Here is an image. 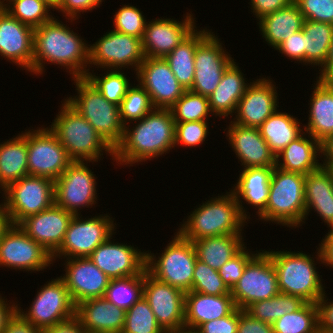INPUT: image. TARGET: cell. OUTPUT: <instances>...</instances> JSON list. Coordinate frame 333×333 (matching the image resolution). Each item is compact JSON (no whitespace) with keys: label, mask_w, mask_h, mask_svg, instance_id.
Wrapping results in <instances>:
<instances>
[{"label":"cell","mask_w":333,"mask_h":333,"mask_svg":"<svg viewBox=\"0 0 333 333\" xmlns=\"http://www.w3.org/2000/svg\"><path fill=\"white\" fill-rule=\"evenodd\" d=\"M58 16L34 28L32 75L45 74V65L63 67L70 78H84L88 72L89 44Z\"/></svg>","instance_id":"6da1fadb"},{"label":"cell","mask_w":333,"mask_h":333,"mask_svg":"<svg viewBox=\"0 0 333 333\" xmlns=\"http://www.w3.org/2000/svg\"><path fill=\"white\" fill-rule=\"evenodd\" d=\"M131 123L133 126L125 125L122 141L114 149L117 166L147 163L175 149V122L170 109L154 108Z\"/></svg>","instance_id":"7a4b0ae2"},{"label":"cell","mask_w":333,"mask_h":333,"mask_svg":"<svg viewBox=\"0 0 333 333\" xmlns=\"http://www.w3.org/2000/svg\"><path fill=\"white\" fill-rule=\"evenodd\" d=\"M196 205L176 231L194 241L219 235H243L248 220L242 215L235 195L229 191ZM185 220V221H184Z\"/></svg>","instance_id":"3957f363"},{"label":"cell","mask_w":333,"mask_h":333,"mask_svg":"<svg viewBox=\"0 0 333 333\" xmlns=\"http://www.w3.org/2000/svg\"><path fill=\"white\" fill-rule=\"evenodd\" d=\"M266 252L270 255L277 274L279 292L297 296L306 303H317L326 292V287L322 283L324 279H321L322 275L318 274L316 266L323 264L319 246L315 251L316 257L295 250H266Z\"/></svg>","instance_id":"277c9868"},{"label":"cell","mask_w":333,"mask_h":333,"mask_svg":"<svg viewBox=\"0 0 333 333\" xmlns=\"http://www.w3.org/2000/svg\"><path fill=\"white\" fill-rule=\"evenodd\" d=\"M49 129L57 136L68 157L77 162H97L104 154L114 160V149L90 123L64 99ZM104 153V154H103ZM103 156V157H102Z\"/></svg>","instance_id":"5b68a950"},{"label":"cell","mask_w":333,"mask_h":333,"mask_svg":"<svg viewBox=\"0 0 333 333\" xmlns=\"http://www.w3.org/2000/svg\"><path fill=\"white\" fill-rule=\"evenodd\" d=\"M305 175L274 167L267 206L257 220L299 229L305 222Z\"/></svg>","instance_id":"8992f818"},{"label":"cell","mask_w":333,"mask_h":333,"mask_svg":"<svg viewBox=\"0 0 333 333\" xmlns=\"http://www.w3.org/2000/svg\"><path fill=\"white\" fill-rule=\"evenodd\" d=\"M78 95L64 100L81 114L96 132L113 148L122 141L125 125L121 121L119 106L108 102L95 87L84 78H71Z\"/></svg>","instance_id":"52a82bcc"},{"label":"cell","mask_w":333,"mask_h":333,"mask_svg":"<svg viewBox=\"0 0 333 333\" xmlns=\"http://www.w3.org/2000/svg\"><path fill=\"white\" fill-rule=\"evenodd\" d=\"M162 253L146 251V270L155 279L189 292L193 283V271L197 260L192 241L177 231ZM150 251V252H149Z\"/></svg>","instance_id":"ba28073f"},{"label":"cell","mask_w":333,"mask_h":333,"mask_svg":"<svg viewBox=\"0 0 333 333\" xmlns=\"http://www.w3.org/2000/svg\"><path fill=\"white\" fill-rule=\"evenodd\" d=\"M101 214L88 216L74 215L69 222L64 241L57 252L52 256L53 263L57 258H83L89 257L92 252L110 236L116 234L117 224L112 215Z\"/></svg>","instance_id":"9c48e42d"},{"label":"cell","mask_w":333,"mask_h":333,"mask_svg":"<svg viewBox=\"0 0 333 333\" xmlns=\"http://www.w3.org/2000/svg\"><path fill=\"white\" fill-rule=\"evenodd\" d=\"M11 224L18 225L30 215L38 214L55 203L54 181L27 175L11 183L1 193Z\"/></svg>","instance_id":"30bf717a"},{"label":"cell","mask_w":333,"mask_h":333,"mask_svg":"<svg viewBox=\"0 0 333 333\" xmlns=\"http://www.w3.org/2000/svg\"><path fill=\"white\" fill-rule=\"evenodd\" d=\"M145 56L142 50V39L110 30L93 44H89V65L103 69L138 71ZM93 65V66H92Z\"/></svg>","instance_id":"8fae6325"},{"label":"cell","mask_w":333,"mask_h":333,"mask_svg":"<svg viewBox=\"0 0 333 333\" xmlns=\"http://www.w3.org/2000/svg\"><path fill=\"white\" fill-rule=\"evenodd\" d=\"M88 163L73 161L54 181L55 204L73 215H80L83 208L98 204L97 176Z\"/></svg>","instance_id":"7c38bea8"},{"label":"cell","mask_w":333,"mask_h":333,"mask_svg":"<svg viewBox=\"0 0 333 333\" xmlns=\"http://www.w3.org/2000/svg\"><path fill=\"white\" fill-rule=\"evenodd\" d=\"M235 306L245 310L249 305L268 300L279 293L277 274L266 250L259 252L247 263L238 282L230 290Z\"/></svg>","instance_id":"4fadbf2b"},{"label":"cell","mask_w":333,"mask_h":333,"mask_svg":"<svg viewBox=\"0 0 333 333\" xmlns=\"http://www.w3.org/2000/svg\"><path fill=\"white\" fill-rule=\"evenodd\" d=\"M36 293L26 311L18 303V313L33 326L44 331L75 315L76 306L60 277L47 281Z\"/></svg>","instance_id":"5bb4252c"},{"label":"cell","mask_w":333,"mask_h":333,"mask_svg":"<svg viewBox=\"0 0 333 333\" xmlns=\"http://www.w3.org/2000/svg\"><path fill=\"white\" fill-rule=\"evenodd\" d=\"M28 175L57 180L73 162L48 127L27 130Z\"/></svg>","instance_id":"9a60e30c"},{"label":"cell","mask_w":333,"mask_h":333,"mask_svg":"<svg viewBox=\"0 0 333 333\" xmlns=\"http://www.w3.org/2000/svg\"><path fill=\"white\" fill-rule=\"evenodd\" d=\"M53 264L52 255L29 237L19 225L11 224L0 240V267L29 273L40 272Z\"/></svg>","instance_id":"2e32d148"},{"label":"cell","mask_w":333,"mask_h":333,"mask_svg":"<svg viewBox=\"0 0 333 333\" xmlns=\"http://www.w3.org/2000/svg\"><path fill=\"white\" fill-rule=\"evenodd\" d=\"M220 40L211 28L198 43L194 55L195 72L190 91L207 98L217 88L226 68L235 60Z\"/></svg>","instance_id":"e0dca14e"},{"label":"cell","mask_w":333,"mask_h":333,"mask_svg":"<svg viewBox=\"0 0 333 333\" xmlns=\"http://www.w3.org/2000/svg\"><path fill=\"white\" fill-rule=\"evenodd\" d=\"M143 297L164 331L185 327V292L155 279L145 269Z\"/></svg>","instance_id":"ac0fdd59"},{"label":"cell","mask_w":333,"mask_h":333,"mask_svg":"<svg viewBox=\"0 0 333 333\" xmlns=\"http://www.w3.org/2000/svg\"><path fill=\"white\" fill-rule=\"evenodd\" d=\"M260 77L251 81L238 102L235 117H232L231 122L245 127L259 128L280 107L278 87L275 82L270 76Z\"/></svg>","instance_id":"d6986e66"},{"label":"cell","mask_w":333,"mask_h":333,"mask_svg":"<svg viewBox=\"0 0 333 333\" xmlns=\"http://www.w3.org/2000/svg\"><path fill=\"white\" fill-rule=\"evenodd\" d=\"M135 75L154 108L170 109L186 91L164 58L145 57Z\"/></svg>","instance_id":"ffe728a7"},{"label":"cell","mask_w":333,"mask_h":333,"mask_svg":"<svg viewBox=\"0 0 333 333\" xmlns=\"http://www.w3.org/2000/svg\"><path fill=\"white\" fill-rule=\"evenodd\" d=\"M186 13L182 21L168 17L147 21L142 38L145 57L164 58L197 28L194 14Z\"/></svg>","instance_id":"44dd1931"},{"label":"cell","mask_w":333,"mask_h":333,"mask_svg":"<svg viewBox=\"0 0 333 333\" xmlns=\"http://www.w3.org/2000/svg\"><path fill=\"white\" fill-rule=\"evenodd\" d=\"M111 239L113 235L92 252V262L110 279L141 274L146 269V251Z\"/></svg>","instance_id":"7402d4cb"},{"label":"cell","mask_w":333,"mask_h":333,"mask_svg":"<svg viewBox=\"0 0 333 333\" xmlns=\"http://www.w3.org/2000/svg\"><path fill=\"white\" fill-rule=\"evenodd\" d=\"M65 271L60 278L64 281L76 306L85 300L103 297L110 278L89 257L64 260Z\"/></svg>","instance_id":"603a6c76"},{"label":"cell","mask_w":333,"mask_h":333,"mask_svg":"<svg viewBox=\"0 0 333 333\" xmlns=\"http://www.w3.org/2000/svg\"><path fill=\"white\" fill-rule=\"evenodd\" d=\"M34 28L0 10V56L32 74Z\"/></svg>","instance_id":"cb8c5ba5"},{"label":"cell","mask_w":333,"mask_h":333,"mask_svg":"<svg viewBox=\"0 0 333 333\" xmlns=\"http://www.w3.org/2000/svg\"><path fill=\"white\" fill-rule=\"evenodd\" d=\"M73 216L54 203L48 209L28 216L18 225L53 256L62 245Z\"/></svg>","instance_id":"d4e9b609"},{"label":"cell","mask_w":333,"mask_h":333,"mask_svg":"<svg viewBox=\"0 0 333 333\" xmlns=\"http://www.w3.org/2000/svg\"><path fill=\"white\" fill-rule=\"evenodd\" d=\"M226 131V133H225ZM242 169L249 167H275L276 156L256 127H245L230 121L224 132Z\"/></svg>","instance_id":"484cf974"},{"label":"cell","mask_w":333,"mask_h":333,"mask_svg":"<svg viewBox=\"0 0 333 333\" xmlns=\"http://www.w3.org/2000/svg\"><path fill=\"white\" fill-rule=\"evenodd\" d=\"M274 167H249L240 169L239 178L236 184L229 188L235 195L242 215L248 220L251 219L247 205L255 209L257 217L265 210L267 206L271 175ZM243 200V201H242ZM247 209V210H246ZM247 211V212H246ZM249 214V215H248Z\"/></svg>","instance_id":"4316f807"},{"label":"cell","mask_w":333,"mask_h":333,"mask_svg":"<svg viewBox=\"0 0 333 333\" xmlns=\"http://www.w3.org/2000/svg\"><path fill=\"white\" fill-rule=\"evenodd\" d=\"M75 315L89 333H121L126 311L100 297L77 304Z\"/></svg>","instance_id":"83f0119b"},{"label":"cell","mask_w":333,"mask_h":333,"mask_svg":"<svg viewBox=\"0 0 333 333\" xmlns=\"http://www.w3.org/2000/svg\"><path fill=\"white\" fill-rule=\"evenodd\" d=\"M305 221L314 211L329 229L333 224V173L321 165L305 175Z\"/></svg>","instance_id":"f1b7e54d"},{"label":"cell","mask_w":333,"mask_h":333,"mask_svg":"<svg viewBox=\"0 0 333 333\" xmlns=\"http://www.w3.org/2000/svg\"><path fill=\"white\" fill-rule=\"evenodd\" d=\"M314 84L308 103V122L303 129L321 143L333 133V81L316 78Z\"/></svg>","instance_id":"f546056e"},{"label":"cell","mask_w":333,"mask_h":333,"mask_svg":"<svg viewBox=\"0 0 333 333\" xmlns=\"http://www.w3.org/2000/svg\"><path fill=\"white\" fill-rule=\"evenodd\" d=\"M236 308L231 294L185 293V328L196 330L201 324L229 315Z\"/></svg>","instance_id":"4dcf8cb0"},{"label":"cell","mask_w":333,"mask_h":333,"mask_svg":"<svg viewBox=\"0 0 333 333\" xmlns=\"http://www.w3.org/2000/svg\"><path fill=\"white\" fill-rule=\"evenodd\" d=\"M244 76L235 60L226 68L217 88L208 98L215 117H222L224 120L228 116V119L234 117L238 102L251 84Z\"/></svg>","instance_id":"1f68e13d"},{"label":"cell","mask_w":333,"mask_h":333,"mask_svg":"<svg viewBox=\"0 0 333 333\" xmlns=\"http://www.w3.org/2000/svg\"><path fill=\"white\" fill-rule=\"evenodd\" d=\"M320 160L321 143L304 131L276 156V167L306 175L322 165Z\"/></svg>","instance_id":"d6a6232c"},{"label":"cell","mask_w":333,"mask_h":333,"mask_svg":"<svg viewBox=\"0 0 333 333\" xmlns=\"http://www.w3.org/2000/svg\"><path fill=\"white\" fill-rule=\"evenodd\" d=\"M304 20L298 5L293 2L274 13L263 16L258 20L257 25L262 38H265L264 41L275 51L285 39L303 29Z\"/></svg>","instance_id":"836d02e7"},{"label":"cell","mask_w":333,"mask_h":333,"mask_svg":"<svg viewBox=\"0 0 333 333\" xmlns=\"http://www.w3.org/2000/svg\"><path fill=\"white\" fill-rule=\"evenodd\" d=\"M27 129L0 143V193L28 175Z\"/></svg>","instance_id":"e575fe53"},{"label":"cell","mask_w":333,"mask_h":333,"mask_svg":"<svg viewBox=\"0 0 333 333\" xmlns=\"http://www.w3.org/2000/svg\"><path fill=\"white\" fill-rule=\"evenodd\" d=\"M197 259L219 270L246 244L243 235H219L192 241Z\"/></svg>","instance_id":"d590c367"},{"label":"cell","mask_w":333,"mask_h":333,"mask_svg":"<svg viewBox=\"0 0 333 333\" xmlns=\"http://www.w3.org/2000/svg\"><path fill=\"white\" fill-rule=\"evenodd\" d=\"M279 110L269 116L258 128L275 156L304 132L300 119L298 120L296 116Z\"/></svg>","instance_id":"8d00e7d4"},{"label":"cell","mask_w":333,"mask_h":333,"mask_svg":"<svg viewBox=\"0 0 333 333\" xmlns=\"http://www.w3.org/2000/svg\"><path fill=\"white\" fill-rule=\"evenodd\" d=\"M211 31V29H195L179 45H177L164 59L169 64L178 82L190 90L194 81V55L198 43Z\"/></svg>","instance_id":"74e56055"},{"label":"cell","mask_w":333,"mask_h":333,"mask_svg":"<svg viewBox=\"0 0 333 333\" xmlns=\"http://www.w3.org/2000/svg\"><path fill=\"white\" fill-rule=\"evenodd\" d=\"M304 65L321 69L333 39V24L304 20ZM320 67V68H319Z\"/></svg>","instance_id":"f35d334b"},{"label":"cell","mask_w":333,"mask_h":333,"mask_svg":"<svg viewBox=\"0 0 333 333\" xmlns=\"http://www.w3.org/2000/svg\"><path fill=\"white\" fill-rule=\"evenodd\" d=\"M304 303L305 301L297 296L279 292L268 300L249 305L244 311L251 317L272 325L285 314L297 311Z\"/></svg>","instance_id":"ab89813d"},{"label":"cell","mask_w":333,"mask_h":333,"mask_svg":"<svg viewBox=\"0 0 333 333\" xmlns=\"http://www.w3.org/2000/svg\"><path fill=\"white\" fill-rule=\"evenodd\" d=\"M104 72L106 73L97 76L94 70L92 72L88 70L85 78L108 102L119 106L133 83H130V77L124 73V70L104 69Z\"/></svg>","instance_id":"60d3db41"},{"label":"cell","mask_w":333,"mask_h":333,"mask_svg":"<svg viewBox=\"0 0 333 333\" xmlns=\"http://www.w3.org/2000/svg\"><path fill=\"white\" fill-rule=\"evenodd\" d=\"M274 333H319L316 303H304L297 311L287 313L273 324Z\"/></svg>","instance_id":"b9f144b4"},{"label":"cell","mask_w":333,"mask_h":333,"mask_svg":"<svg viewBox=\"0 0 333 333\" xmlns=\"http://www.w3.org/2000/svg\"><path fill=\"white\" fill-rule=\"evenodd\" d=\"M144 271L132 277L110 279L104 298L127 311L143 297Z\"/></svg>","instance_id":"7bdbcfd3"},{"label":"cell","mask_w":333,"mask_h":333,"mask_svg":"<svg viewBox=\"0 0 333 333\" xmlns=\"http://www.w3.org/2000/svg\"><path fill=\"white\" fill-rule=\"evenodd\" d=\"M12 17L32 28L50 21L54 9L44 0H11L4 7Z\"/></svg>","instance_id":"ee69618b"},{"label":"cell","mask_w":333,"mask_h":333,"mask_svg":"<svg viewBox=\"0 0 333 333\" xmlns=\"http://www.w3.org/2000/svg\"><path fill=\"white\" fill-rule=\"evenodd\" d=\"M170 110L175 123L208 121V117L213 116L208 98L190 90H186Z\"/></svg>","instance_id":"f6af8a7d"},{"label":"cell","mask_w":333,"mask_h":333,"mask_svg":"<svg viewBox=\"0 0 333 333\" xmlns=\"http://www.w3.org/2000/svg\"><path fill=\"white\" fill-rule=\"evenodd\" d=\"M153 109L150 95L139 83L132 84L119 105L120 117L124 125L141 120Z\"/></svg>","instance_id":"bcb514c9"},{"label":"cell","mask_w":333,"mask_h":333,"mask_svg":"<svg viewBox=\"0 0 333 333\" xmlns=\"http://www.w3.org/2000/svg\"><path fill=\"white\" fill-rule=\"evenodd\" d=\"M157 323L150 305L142 297L126 311L124 327L121 333H164Z\"/></svg>","instance_id":"7dc6e473"},{"label":"cell","mask_w":333,"mask_h":333,"mask_svg":"<svg viewBox=\"0 0 333 333\" xmlns=\"http://www.w3.org/2000/svg\"><path fill=\"white\" fill-rule=\"evenodd\" d=\"M191 291L218 296L231 294L230 289L223 282L218 270L196 260L193 271V283Z\"/></svg>","instance_id":"c3c4849f"},{"label":"cell","mask_w":333,"mask_h":333,"mask_svg":"<svg viewBox=\"0 0 333 333\" xmlns=\"http://www.w3.org/2000/svg\"><path fill=\"white\" fill-rule=\"evenodd\" d=\"M114 31L128 34L140 39L143 38L147 19L143 15L141 9L132 4H124L118 11L116 10L113 16Z\"/></svg>","instance_id":"681fc988"},{"label":"cell","mask_w":333,"mask_h":333,"mask_svg":"<svg viewBox=\"0 0 333 333\" xmlns=\"http://www.w3.org/2000/svg\"><path fill=\"white\" fill-rule=\"evenodd\" d=\"M209 122L194 121V122H179L175 123V142L174 146L194 148L200 146L209 137Z\"/></svg>","instance_id":"f907efd6"},{"label":"cell","mask_w":333,"mask_h":333,"mask_svg":"<svg viewBox=\"0 0 333 333\" xmlns=\"http://www.w3.org/2000/svg\"><path fill=\"white\" fill-rule=\"evenodd\" d=\"M245 245L236 255L228 260L219 270L223 282L231 290L242 276L247 263L259 252L254 253Z\"/></svg>","instance_id":"816d5d0a"},{"label":"cell","mask_w":333,"mask_h":333,"mask_svg":"<svg viewBox=\"0 0 333 333\" xmlns=\"http://www.w3.org/2000/svg\"><path fill=\"white\" fill-rule=\"evenodd\" d=\"M305 20L333 24V0H294Z\"/></svg>","instance_id":"f5cc1de1"},{"label":"cell","mask_w":333,"mask_h":333,"mask_svg":"<svg viewBox=\"0 0 333 333\" xmlns=\"http://www.w3.org/2000/svg\"><path fill=\"white\" fill-rule=\"evenodd\" d=\"M104 0H61L58 6L55 8L58 13L61 12L62 16L65 17L72 24L73 21L78 20L80 18L81 12L88 13V11L92 12V10L97 9L101 6Z\"/></svg>","instance_id":"db71d44e"},{"label":"cell","mask_w":333,"mask_h":333,"mask_svg":"<svg viewBox=\"0 0 333 333\" xmlns=\"http://www.w3.org/2000/svg\"><path fill=\"white\" fill-rule=\"evenodd\" d=\"M239 323V308H235L229 315L201 324L198 333H237Z\"/></svg>","instance_id":"11a10c76"},{"label":"cell","mask_w":333,"mask_h":333,"mask_svg":"<svg viewBox=\"0 0 333 333\" xmlns=\"http://www.w3.org/2000/svg\"><path fill=\"white\" fill-rule=\"evenodd\" d=\"M287 59L294 60L298 65L304 64V31L303 29L292 34L289 38L285 39L275 49ZM297 61V62H296Z\"/></svg>","instance_id":"9f6ffc18"},{"label":"cell","mask_w":333,"mask_h":333,"mask_svg":"<svg viewBox=\"0 0 333 333\" xmlns=\"http://www.w3.org/2000/svg\"><path fill=\"white\" fill-rule=\"evenodd\" d=\"M319 333H333V300L324 293L317 301Z\"/></svg>","instance_id":"6f0895ef"},{"label":"cell","mask_w":333,"mask_h":333,"mask_svg":"<svg viewBox=\"0 0 333 333\" xmlns=\"http://www.w3.org/2000/svg\"><path fill=\"white\" fill-rule=\"evenodd\" d=\"M237 333H274V331L271 324L257 320L244 310L239 309Z\"/></svg>","instance_id":"680465c9"},{"label":"cell","mask_w":333,"mask_h":333,"mask_svg":"<svg viewBox=\"0 0 333 333\" xmlns=\"http://www.w3.org/2000/svg\"><path fill=\"white\" fill-rule=\"evenodd\" d=\"M293 2L294 0H250L248 4L250 5L251 14L253 13L255 20L258 21L263 16L274 13Z\"/></svg>","instance_id":"91938a15"},{"label":"cell","mask_w":333,"mask_h":333,"mask_svg":"<svg viewBox=\"0 0 333 333\" xmlns=\"http://www.w3.org/2000/svg\"><path fill=\"white\" fill-rule=\"evenodd\" d=\"M2 333H43V330L27 322L17 311Z\"/></svg>","instance_id":"94428289"},{"label":"cell","mask_w":333,"mask_h":333,"mask_svg":"<svg viewBox=\"0 0 333 333\" xmlns=\"http://www.w3.org/2000/svg\"><path fill=\"white\" fill-rule=\"evenodd\" d=\"M43 333H89L80 323L78 317L74 315L64 321L58 322L45 329Z\"/></svg>","instance_id":"6125c7cd"},{"label":"cell","mask_w":333,"mask_h":333,"mask_svg":"<svg viewBox=\"0 0 333 333\" xmlns=\"http://www.w3.org/2000/svg\"><path fill=\"white\" fill-rule=\"evenodd\" d=\"M0 294V333L7 326L9 320L14 316V314L18 311V302L19 301H10L7 302L8 299Z\"/></svg>","instance_id":"be15d7a7"},{"label":"cell","mask_w":333,"mask_h":333,"mask_svg":"<svg viewBox=\"0 0 333 333\" xmlns=\"http://www.w3.org/2000/svg\"><path fill=\"white\" fill-rule=\"evenodd\" d=\"M322 237L319 248L322 253L323 266L333 268V232H328Z\"/></svg>","instance_id":"e7e4bbea"},{"label":"cell","mask_w":333,"mask_h":333,"mask_svg":"<svg viewBox=\"0 0 333 333\" xmlns=\"http://www.w3.org/2000/svg\"><path fill=\"white\" fill-rule=\"evenodd\" d=\"M319 73L316 78L323 81H333V39L331 42V45L329 47V52L327 56V60L325 65L322 67V69H319Z\"/></svg>","instance_id":"03108f58"},{"label":"cell","mask_w":333,"mask_h":333,"mask_svg":"<svg viewBox=\"0 0 333 333\" xmlns=\"http://www.w3.org/2000/svg\"><path fill=\"white\" fill-rule=\"evenodd\" d=\"M322 165L330 166L333 164V133L321 142Z\"/></svg>","instance_id":"003e7915"},{"label":"cell","mask_w":333,"mask_h":333,"mask_svg":"<svg viewBox=\"0 0 333 333\" xmlns=\"http://www.w3.org/2000/svg\"><path fill=\"white\" fill-rule=\"evenodd\" d=\"M11 221L2 202H0V240L4 232L10 227Z\"/></svg>","instance_id":"a7ac6f4b"},{"label":"cell","mask_w":333,"mask_h":333,"mask_svg":"<svg viewBox=\"0 0 333 333\" xmlns=\"http://www.w3.org/2000/svg\"><path fill=\"white\" fill-rule=\"evenodd\" d=\"M164 333H198L194 329H188V328H181V329H175V330H167Z\"/></svg>","instance_id":"89a4df30"},{"label":"cell","mask_w":333,"mask_h":333,"mask_svg":"<svg viewBox=\"0 0 333 333\" xmlns=\"http://www.w3.org/2000/svg\"><path fill=\"white\" fill-rule=\"evenodd\" d=\"M44 1L47 2L55 11V8L58 6L61 0H44Z\"/></svg>","instance_id":"2644e50d"},{"label":"cell","mask_w":333,"mask_h":333,"mask_svg":"<svg viewBox=\"0 0 333 333\" xmlns=\"http://www.w3.org/2000/svg\"><path fill=\"white\" fill-rule=\"evenodd\" d=\"M9 1L11 0H0V4L2 7H4Z\"/></svg>","instance_id":"8c879c8a"},{"label":"cell","mask_w":333,"mask_h":333,"mask_svg":"<svg viewBox=\"0 0 333 333\" xmlns=\"http://www.w3.org/2000/svg\"><path fill=\"white\" fill-rule=\"evenodd\" d=\"M328 232H333V224H332V226L329 228Z\"/></svg>","instance_id":"753ad0ef"},{"label":"cell","mask_w":333,"mask_h":333,"mask_svg":"<svg viewBox=\"0 0 333 333\" xmlns=\"http://www.w3.org/2000/svg\"><path fill=\"white\" fill-rule=\"evenodd\" d=\"M330 170L332 171L333 173V164L329 166Z\"/></svg>","instance_id":"34e18365"}]
</instances>
